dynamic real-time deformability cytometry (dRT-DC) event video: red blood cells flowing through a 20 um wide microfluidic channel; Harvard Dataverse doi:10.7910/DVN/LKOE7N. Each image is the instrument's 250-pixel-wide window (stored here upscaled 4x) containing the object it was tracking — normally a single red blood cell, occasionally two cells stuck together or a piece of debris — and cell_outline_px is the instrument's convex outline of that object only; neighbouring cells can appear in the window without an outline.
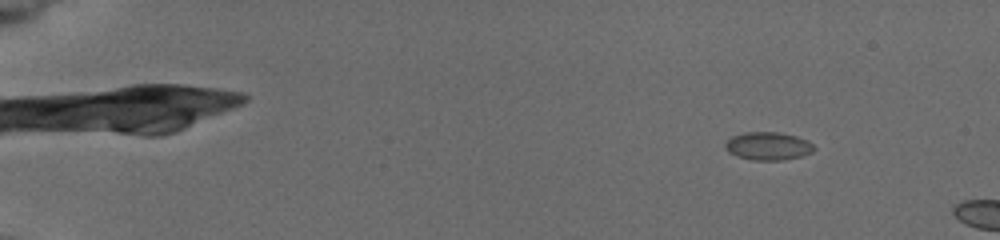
{"species": "common noctule bat (a hibernating species)", "species_latin": "Nyctalus noctula", "temperature_condition": "cold", "stored_images_in_passage": 11, "camera_frame_rate_fps": 3000, "um_per_image_px": 0.085, "animal": {"sex": "female", "body_mass_g": 19.5, "forearm_length_mm": 54.1}, "frame": {"image": 1, "passage_image": 7, "time_ms": 2.0, "image_size_px": [1000, 240], "cell_outline_px": [[816, 148], [812, 152], [800, 156], [784, 160], [752, 160], [736, 156], [728, 152], [724, 148], [724, 144], [732, 136], [744, 132], [780, 132], [796, 136], [808, 140]], "centroid_in_image_um": [65.27, 12.41], "position_along_channel_um": 19.7, "area_um2": 14.62}}